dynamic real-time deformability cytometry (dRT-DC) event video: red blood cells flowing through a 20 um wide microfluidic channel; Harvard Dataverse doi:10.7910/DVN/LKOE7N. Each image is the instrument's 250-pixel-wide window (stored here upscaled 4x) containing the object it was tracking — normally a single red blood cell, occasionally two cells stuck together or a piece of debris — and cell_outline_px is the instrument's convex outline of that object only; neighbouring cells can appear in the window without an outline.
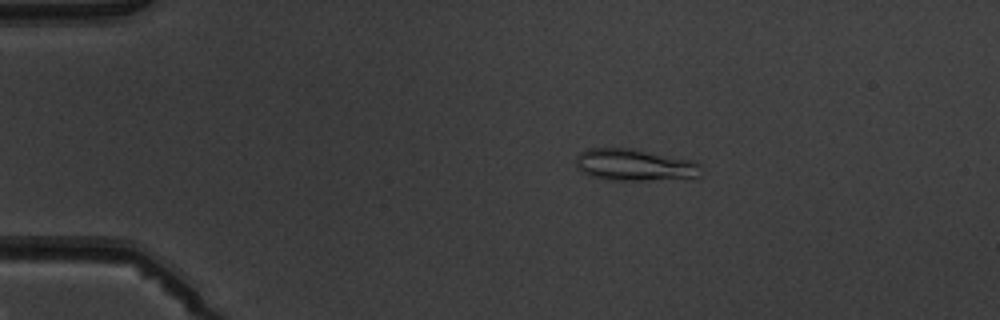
{"species": "common noctule bat (a hibernating species)", "species_latin": "Nyctalus noctula", "temperature_condition": "warm", "stored_images_in_passage": 4, "camera_frame_rate_fps": 3000, "um_per_image_px": 0.085, "animal": {"sex": "male", "body_mass_g": 19.5, "forearm_length_mm": 54.6}, "frame": {"image": 1, "passage_image": 3, "time_ms": 2.333, "image_size_px": [1000, 320], "cell_outline_px": [[700, 176], [644, 180], [604, 180], [588, 176], [576, 168], [576, 156], [580, 152], [588, 148], [632, 148], [692, 160], [700, 164]], "centroid_in_image_um": [53.85, 14.01], "position_along_channel_um": 31.2, "area_um2": 23.24}}